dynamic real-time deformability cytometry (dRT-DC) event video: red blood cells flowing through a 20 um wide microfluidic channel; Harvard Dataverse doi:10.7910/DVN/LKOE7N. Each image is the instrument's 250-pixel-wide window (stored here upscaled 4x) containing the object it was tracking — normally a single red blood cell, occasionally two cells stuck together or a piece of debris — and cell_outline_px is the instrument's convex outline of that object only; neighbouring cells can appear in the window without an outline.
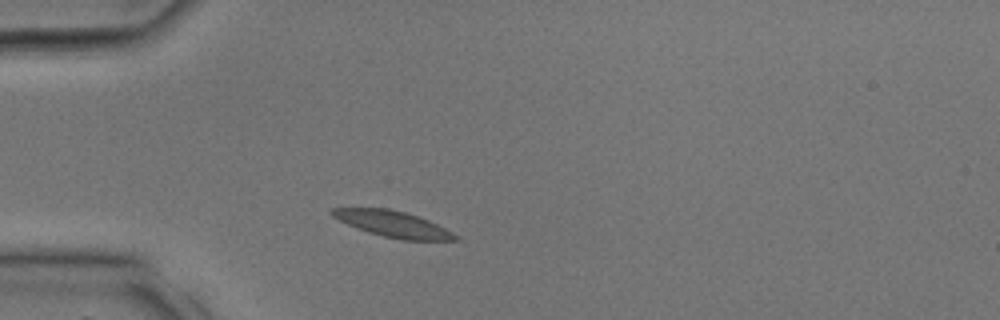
{"species": "common noctule bat (a hibernating species)", "species_latin": "Nyctalus noctula", "temperature_condition": "room temperature", "stored_images_in_passage": 27, "camera_frame_rate_fps": 3000, "um_per_image_px": 0.085, "animal": {"sex": "male", "body_mass_g": 17.9, "forearm_length_mm": 54.2}, "frame": {"image": 1, "passage_image": 3, "time_ms": 0.667, "image_size_px": [1000, 320], "cell_outline_px": [[460, 240], [404, 240], [384, 236], [368, 232], [348, 224], [332, 216], [328, 212], [332, 208], [388, 208], [404, 212], [428, 220], [452, 232]], "centroid_in_image_um": [33.37, 19.03], "position_along_channel_um": 51.6, "area_um2": 18.32}}
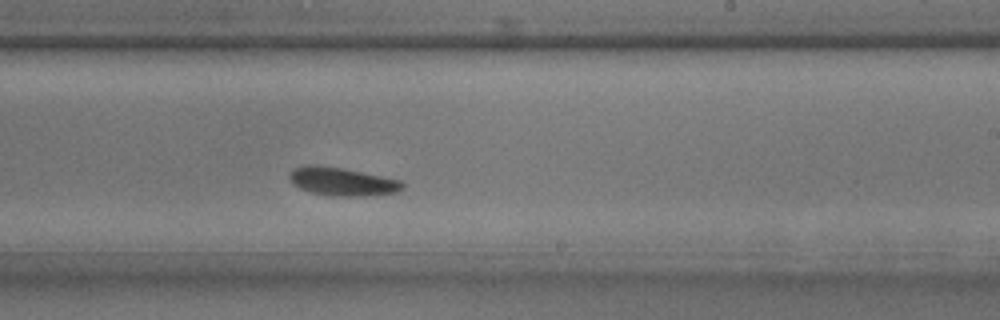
{"frame": {"image": 2, "passage_image": 14, "time_ms": 4.333, "image_size_px": [1000, 320], "cell_outline_px": [[404, 188], [396, 192], [376, 196], [332, 196], [312, 192], [300, 188], [292, 184], [288, 176], [288, 172], [304, 164], [320, 164], [344, 168], [400, 180], [404, 184]], "centroid_in_image_um": [29.07, 15.42], "position_along_channel_um": 259.9, "area_um2": 18.96}}
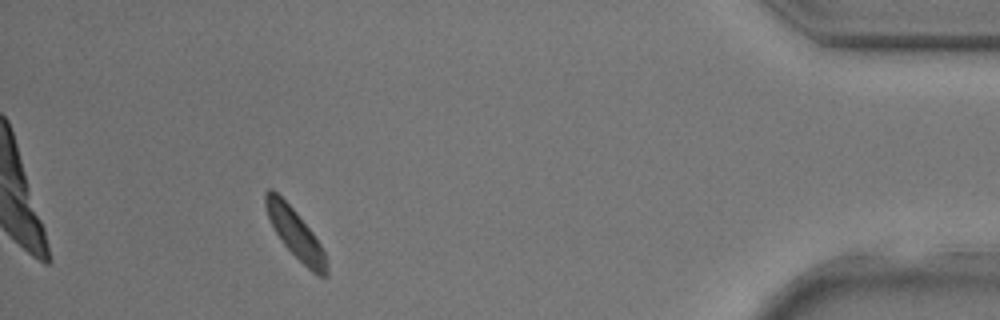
{"frame": {"image": 3, "passage_image": 24, "time_ms": 7.667, "image_size_px": [1000, 320], "cell_outline_px": [[328, 276], [320, 276], [312, 272], [280, 240], [268, 216], [264, 204], [264, 192], [268, 188], [272, 188], [296, 212], [312, 232], [320, 244], [324, 252], [328, 268]], "centroid_in_image_um": [25.09, 19.83], "position_along_channel_um": 410.1, "area_um2": 17.11}}